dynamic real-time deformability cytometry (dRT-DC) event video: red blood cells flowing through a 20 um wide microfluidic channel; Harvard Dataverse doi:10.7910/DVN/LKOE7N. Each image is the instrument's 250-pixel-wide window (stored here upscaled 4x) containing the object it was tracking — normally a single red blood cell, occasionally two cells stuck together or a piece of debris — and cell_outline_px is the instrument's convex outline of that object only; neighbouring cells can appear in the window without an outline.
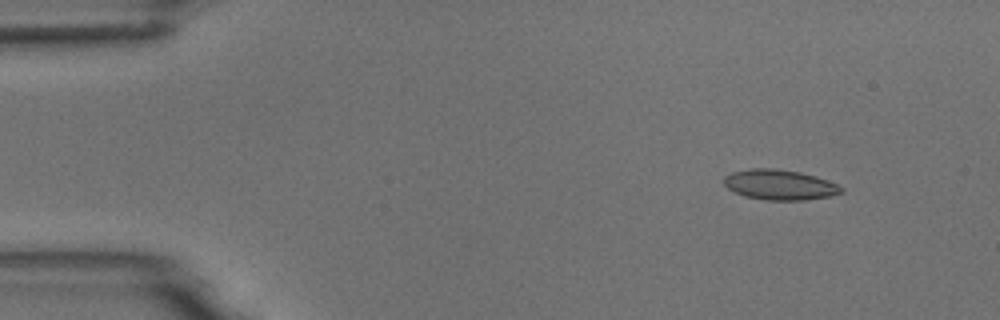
{"species": "common noctule bat (a hibernating species)", "species_latin": "Nyctalus noctula", "temperature_condition": "room temperature", "stored_images_in_passage": 5, "camera_frame_rate_fps": 3000, "um_per_image_px": 0.085, "animal": {"sex": "male", "body_mass_g": 18.8}, "frame": {"image": 1, "passage_image": 2, "time_ms": 1.333, "image_size_px": [1000, 320], "cell_outline_px": [[844, 192], [828, 196], [804, 200], [764, 200], [744, 196], [728, 188], [724, 184], [724, 176], [732, 172], [752, 168], [772, 168], [800, 172], [816, 176], [828, 180], [844, 188]], "centroid_in_image_um": [66.28, 15.7], "position_along_channel_um": 18.7, "area_um2": 20.63}}
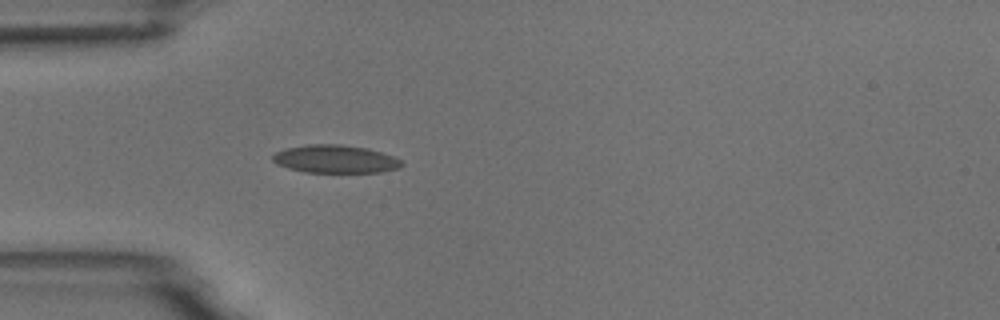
{"frame": {"image": 2, "passage_image": 5, "time_ms": 4.667, "image_size_px": [1000, 320], "cell_outline_px": [[404, 164], [400, 168], [380, 172], [304, 172], [288, 168], [276, 164], [272, 160], [272, 156], [276, 152], [288, 148], [308, 144], [340, 144], [368, 148], [392, 156], [400, 160]], "centroid_in_image_um": [28.49, 13.52], "position_along_channel_um": 56.5, "area_um2": 20.98}}